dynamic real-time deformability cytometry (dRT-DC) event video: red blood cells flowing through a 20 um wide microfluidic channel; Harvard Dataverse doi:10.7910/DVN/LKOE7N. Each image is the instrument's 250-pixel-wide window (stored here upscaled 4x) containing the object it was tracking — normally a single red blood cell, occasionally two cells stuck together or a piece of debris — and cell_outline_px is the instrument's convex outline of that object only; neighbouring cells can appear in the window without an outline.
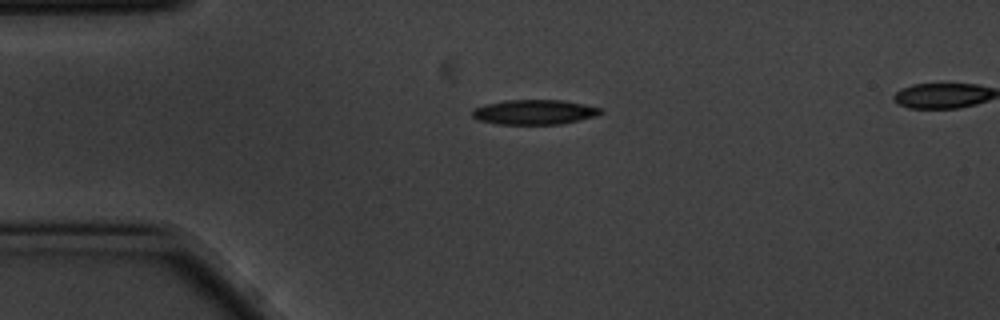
{"species": "common noctule bat (a hibernating species)", "species_latin": "Nyctalus noctula", "temperature_condition": "cold", "stored_images_in_passage": 3, "segment_of_instrument_passage": [1, 2], "camera_frame_rate_fps": 3000, "um_per_image_px": 0.085, "animal": {"sex": "male", "body_mass_g": 20.1, "forearm_length_mm": 53.5}, "frame": {"image": 1, "passage_image": 1, "time_ms": 0.0, "image_size_px": [1000, 320], "cell_outline_px": [[604, 112], [596, 116], [560, 124], [496, 124], [476, 120], [472, 116], [472, 108], [484, 104], [504, 100], [564, 100], [584, 104], [600, 108]], "centroid_in_image_um": [45.37, 9.52], "position_along_channel_um": 39.6, "area_um2": 18.73}}